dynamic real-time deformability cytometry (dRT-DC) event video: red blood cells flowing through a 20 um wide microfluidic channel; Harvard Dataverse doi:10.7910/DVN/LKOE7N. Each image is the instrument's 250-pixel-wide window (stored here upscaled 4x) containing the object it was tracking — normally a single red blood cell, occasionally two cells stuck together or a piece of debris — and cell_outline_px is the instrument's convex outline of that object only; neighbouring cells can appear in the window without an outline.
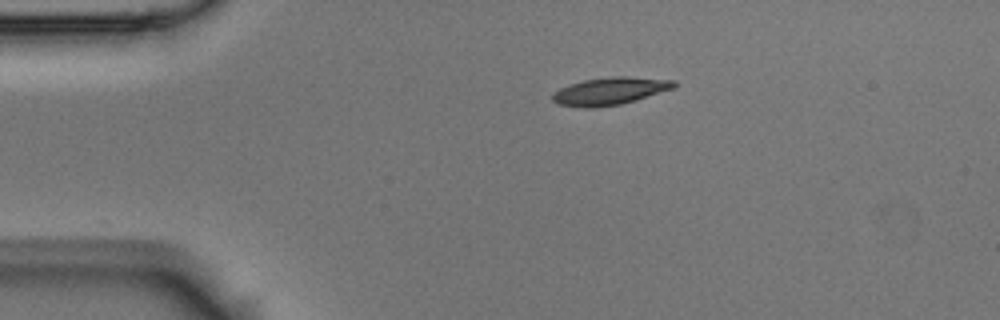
{"species": "Egyptian fruit bat (a non-hibernating species)", "species_latin": "Rousettus aegyptiacus", "temperature_condition": "room temperature", "stored_images_in_passage": 47, "camera_frame_rate_fps": 3000, "um_per_image_px": 0.085, "animal": {"sex": "male"}, "frame": {"image": 1, "passage_image": 1, "time_ms": 0.0, "image_size_px": [1000, 320], "cell_outline_px": [[676, 88], [636, 100], [620, 104], [596, 108], [584, 108], [560, 104], [552, 100], [552, 96], [560, 88], [568, 84], [584, 80], [612, 76], [628, 76], [676, 80]], "centroid_in_image_um": [51.89, 7.73], "position_along_channel_um": 33.1, "area_um2": 19.59}}
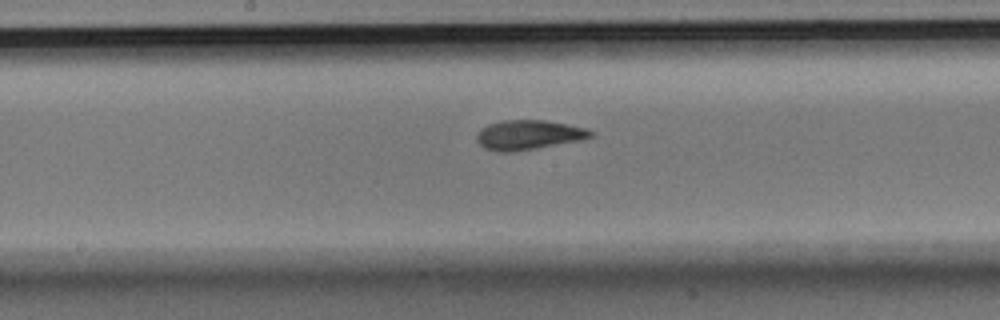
{"frame": {"image": 2, "passage_image": 19, "time_ms": 6.0, "image_size_px": [1000, 320], "cell_outline_px": [[596, 132], [592, 136], [580, 140], [536, 148], [512, 152], [496, 152], [484, 148], [476, 140], [476, 136], [480, 128], [488, 124], [504, 120], [544, 120], [584, 128]], "centroid_in_image_um": [44.87, 11.47], "position_along_channel_um": 203.3, "area_um2": 19.54}}
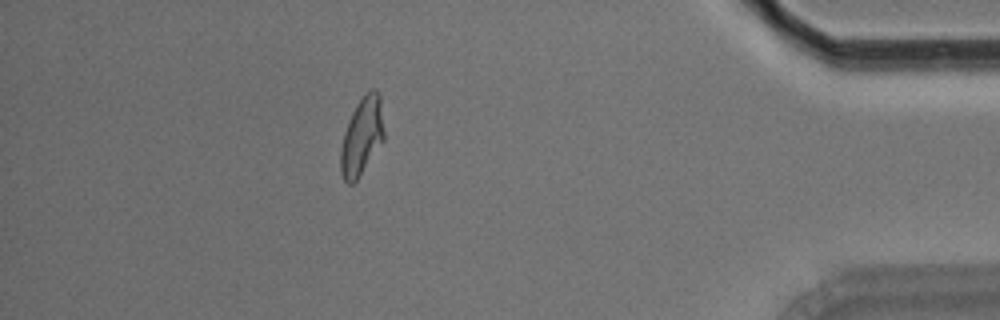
{"frame": {"image": 3, "passage_image": 40, "time_ms": 13.0, "image_size_px": [1000, 320], "cell_outline_px": [[384, 140], [356, 180], [352, 184], [348, 184], [344, 180], [340, 172], [340, 152], [344, 132], [348, 120], [356, 104], [372, 88], [376, 88], [380, 96], [384, 132]], "centroid_in_image_um": [30.75, 11.59], "position_along_channel_um": 404.5, "area_um2": 19.48}, "authors_computed_cell_mechanics": {"area_um2": 19.4208, "velocity_mm_per_s": 3.5299, "shape_relaxation_time_tau1_ms": 4.1645, "shape_relaxation_time_tau2_ms": 1.7064, "deformation_change_tau1": 0.1571, "deformation_change_tau2": 0.0893}}